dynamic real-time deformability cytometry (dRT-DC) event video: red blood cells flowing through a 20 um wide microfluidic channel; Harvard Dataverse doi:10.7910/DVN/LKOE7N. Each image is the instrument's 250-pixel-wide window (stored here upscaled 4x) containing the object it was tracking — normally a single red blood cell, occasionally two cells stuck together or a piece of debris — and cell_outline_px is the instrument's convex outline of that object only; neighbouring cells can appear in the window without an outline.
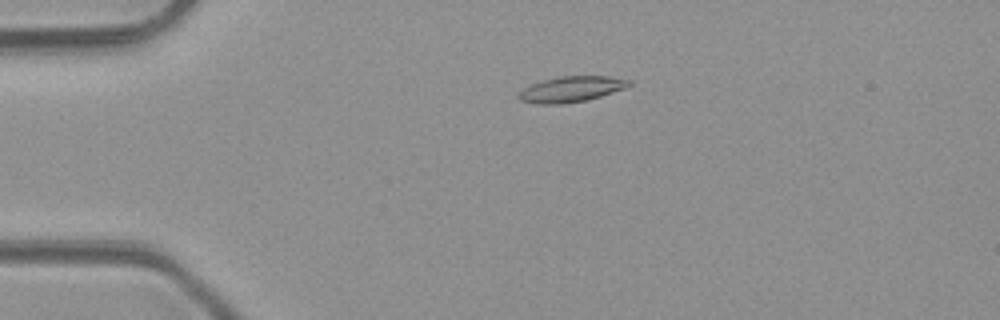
{"species": "common noctule bat (a hibernating species)", "species_latin": "Nyctalus noctula", "temperature_condition": "room temperature", "stored_images_in_passage": 4, "camera_frame_rate_fps": 3000, "um_per_image_px": 0.085, "animal": {"sex": "male", "body_mass_g": 23.1, "forearm_length_mm": 52.7}, "frame": {"image": 1, "passage_image": 4, "time_ms": 3.333, "image_size_px": [1000, 320], "cell_outline_px": [[632, 84], [624, 88], [588, 100], [560, 104], [536, 104], [520, 100], [516, 96], [524, 88], [532, 84], [544, 80], [560, 76], [612, 76], [632, 80]], "centroid_in_image_um": [48.57, 7.58], "position_along_channel_um": 36.4, "area_um2": 16.47}}